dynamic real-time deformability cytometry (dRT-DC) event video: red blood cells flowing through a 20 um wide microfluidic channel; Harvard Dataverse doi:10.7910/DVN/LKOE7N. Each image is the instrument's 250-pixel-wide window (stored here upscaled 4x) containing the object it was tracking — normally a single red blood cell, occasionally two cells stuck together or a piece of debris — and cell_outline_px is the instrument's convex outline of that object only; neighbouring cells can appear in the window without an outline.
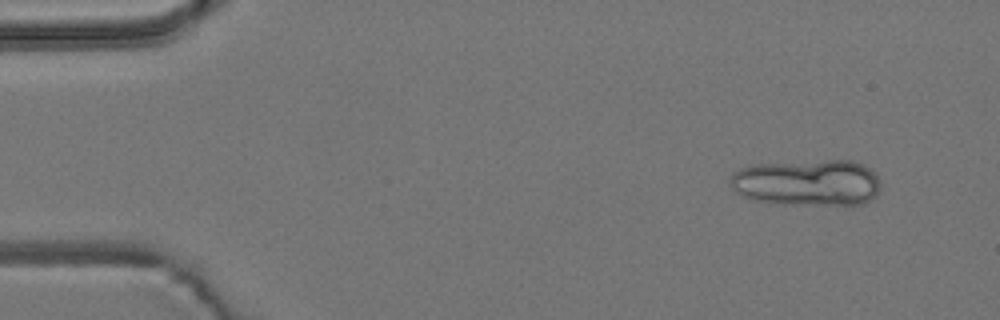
{"species": "common noctule bat (a hibernating species)", "species_latin": "Nyctalus noctula", "temperature_condition": "room temperature", "stored_images_in_passage": 8, "segment_of_instrument_passage": [1, 2], "camera_frame_rate_fps": 3000, "um_per_image_px": 0.085, "animal": {"sex": "male", "body_mass_g": 19.2, "forearm_length_mm": 51.8}, "frame": {"image": 1, "passage_image": 2, "time_ms": 1.333, "image_size_px": [1000, 320], "cell_outline_px": [[880, 188], [876, 196], [872, 200], [864, 204], [824, 204], [756, 200], [744, 196], [736, 192], [732, 188], [728, 180], [732, 172], [740, 168], [756, 164], [828, 160], [852, 160], [864, 164], [880, 180]], "centroid_in_image_um": [68.65, 15.49], "position_along_channel_um": 16.3, "area_um2": 40.29}}